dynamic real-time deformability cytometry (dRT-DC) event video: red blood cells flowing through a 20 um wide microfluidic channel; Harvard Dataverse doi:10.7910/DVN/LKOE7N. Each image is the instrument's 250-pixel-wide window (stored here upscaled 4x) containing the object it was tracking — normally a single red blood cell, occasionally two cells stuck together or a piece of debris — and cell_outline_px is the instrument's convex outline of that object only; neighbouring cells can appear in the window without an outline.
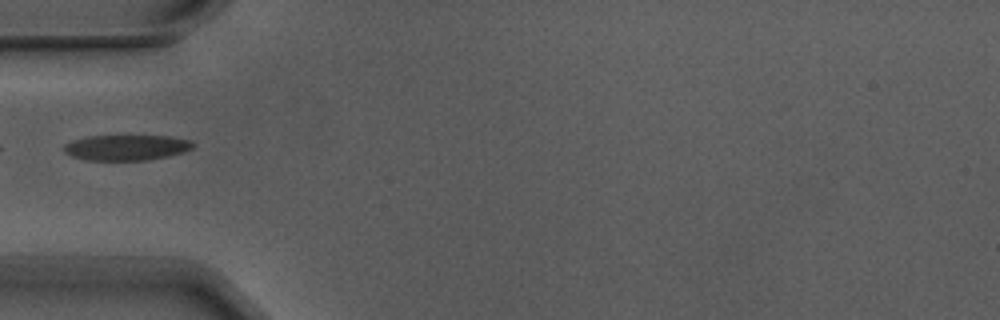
{"species": "Egyptian fruit bat (a non-hibernating species)", "species_latin": "Rousettus aegyptiacus", "temperature_condition": "warm", "stored_images_in_passage": 2, "camera_frame_rate_fps": 3000, "um_per_image_px": 0.085, "animal": {"sex": "male"}, "frame": {"image": 1, "passage_image": 2, "time_ms": 0.333, "image_size_px": [1000, 320], "cell_outline_px": [[196, 144], [192, 148], [184, 152], [168, 156], [144, 160], [88, 160], [72, 156], [64, 152], [64, 144], [72, 140], [88, 136], [168, 136], [192, 140]], "centroid_in_image_um": [10.76, 12.53], "position_along_channel_um": 74.2, "area_um2": 19.19}}